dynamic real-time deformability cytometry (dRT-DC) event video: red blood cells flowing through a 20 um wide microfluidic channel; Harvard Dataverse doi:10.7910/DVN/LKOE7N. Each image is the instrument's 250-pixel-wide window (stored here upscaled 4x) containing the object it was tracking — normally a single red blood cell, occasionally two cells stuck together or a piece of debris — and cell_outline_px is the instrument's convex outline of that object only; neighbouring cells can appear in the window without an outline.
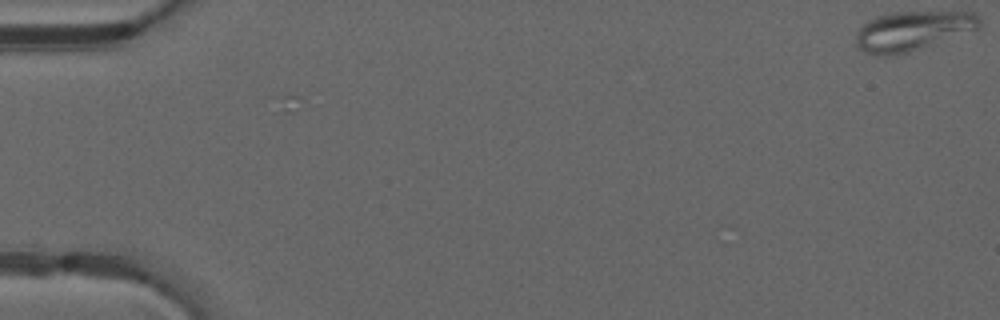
{"species": "common noctule bat (a hibernating species)", "species_latin": "Nyctalus noctula", "temperature_condition": "warm", "stored_images_in_passage": 4, "camera_frame_rate_fps": 3000, "um_per_image_px": 0.085, "animal": {"sex": "male", "forearm_length_mm": 52.5}, "frame": {"image": 1, "passage_image": 4, "time_ms": 1.0, "image_size_px": [1000, 320], "cell_outline_px": [[984, 24], [980, 28], [908, 52], [892, 56], [880, 56], [864, 52], [856, 44], [856, 32], [868, 20], [876, 16], [892, 12], [972, 12]], "centroid_in_image_um": [77.54, 2.62], "position_along_channel_um": 7.5, "area_um2": 28.26}}